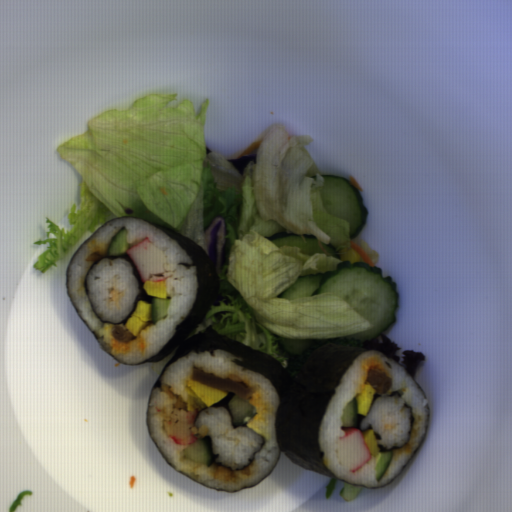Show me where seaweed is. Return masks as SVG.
Masks as SVG:
<instances>
[{
    "label": "seaweed",
    "mask_w": 512,
    "mask_h": 512,
    "mask_svg": "<svg viewBox=\"0 0 512 512\" xmlns=\"http://www.w3.org/2000/svg\"><path fill=\"white\" fill-rule=\"evenodd\" d=\"M404 406L405 408H410V424H409V431L410 433L412 434V431H413V427H414V423H415V416L413 415V406L410 405L409 403H405L404 402Z\"/></svg>",
    "instance_id": "obj_3"
},
{
    "label": "seaweed",
    "mask_w": 512,
    "mask_h": 512,
    "mask_svg": "<svg viewBox=\"0 0 512 512\" xmlns=\"http://www.w3.org/2000/svg\"><path fill=\"white\" fill-rule=\"evenodd\" d=\"M340 428H341V430H343V431H344V430H347V429H346V427H345V425H344V423L340 426Z\"/></svg>",
    "instance_id": "obj_10"
},
{
    "label": "seaweed",
    "mask_w": 512,
    "mask_h": 512,
    "mask_svg": "<svg viewBox=\"0 0 512 512\" xmlns=\"http://www.w3.org/2000/svg\"><path fill=\"white\" fill-rule=\"evenodd\" d=\"M380 397H382V395H380V394H376V393H375L374 398H373V401H374V400H376V399H378V398H380Z\"/></svg>",
    "instance_id": "obj_9"
},
{
    "label": "seaweed",
    "mask_w": 512,
    "mask_h": 512,
    "mask_svg": "<svg viewBox=\"0 0 512 512\" xmlns=\"http://www.w3.org/2000/svg\"><path fill=\"white\" fill-rule=\"evenodd\" d=\"M149 224L166 233L183 248L192 263L180 262L178 265H184L187 269L195 267L197 280L196 297L188 315L176 325L173 335L155 355L135 364L158 363L176 350L160 372L152 390L160 388L165 369L184 356L203 352L214 356L216 349L223 350L232 355L231 361L235 365L263 374L277 392L280 404L275 412L274 425L279 452L302 470L341 480L323 461L319 428L344 374L361 354L374 350L333 342L320 345L300 372L290 377L271 354L232 340L216 331L212 324L188 338L204 323L219 295L220 281L210 258L198 242L162 225Z\"/></svg>",
    "instance_id": "obj_1"
},
{
    "label": "seaweed",
    "mask_w": 512,
    "mask_h": 512,
    "mask_svg": "<svg viewBox=\"0 0 512 512\" xmlns=\"http://www.w3.org/2000/svg\"><path fill=\"white\" fill-rule=\"evenodd\" d=\"M373 432H374V435H375V437H376L377 441H378V440H382L383 436H381V435H380L379 433H377L376 431H373Z\"/></svg>",
    "instance_id": "obj_6"
},
{
    "label": "seaweed",
    "mask_w": 512,
    "mask_h": 512,
    "mask_svg": "<svg viewBox=\"0 0 512 512\" xmlns=\"http://www.w3.org/2000/svg\"><path fill=\"white\" fill-rule=\"evenodd\" d=\"M404 394L405 393L402 390H393L392 392H390L389 396H391V395H399V396H401L403 398Z\"/></svg>",
    "instance_id": "obj_5"
},
{
    "label": "seaweed",
    "mask_w": 512,
    "mask_h": 512,
    "mask_svg": "<svg viewBox=\"0 0 512 512\" xmlns=\"http://www.w3.org/2000/svg\"><path fill=\"white\" fill-rule=\"evenodd\" d=\"M143 281L130 255H108L92 262L83 288L94 314L102 323L123 324L135 313L138 302L153 304L155 297L144 290Z\"/></svg>",
    "instance_id": "obj_2"
},
{
    "label": "seaweed",
    "mask_w": 512,
    "mask_h": 512,
    "mask_svg": "<svg viewBox=\"0 0 512 512\" xmlns=\"http://www.w3.org/2000/svg\"><path fill=\"white\" fill-rule=\"evenodd\" d=\"M358 414V413H357ZM360 417L359 425L362 423L366 415L358 414Z\"/></svg>",
    "instance_id": "obj_7"
},
{
    "label": "seaweed",
    "mask_w": 512,
    "mask_h": 512,
    "mask_svg": "<svg viewBox=\"0 0 512 512\" xmlns=\"http://www.w3.org/2000/svg\"><path fill=\"white\" fill-rule=\"evenodd\" d=\"M366 430H372L371 422H367Z\"/></svg>",
    "instance_id": "obj_8"
},
{
    "label": "seaweed",
    "mask_w": 512,
    "mask_h": 512,
    "mask_svg": "<svg viewBox=\"0 0 512 512\" xmlns=\"http://www.w3.org/2000/svg\"><path fill=\"white\" fill-rule=\"evenodd\" d=\"M378 445H379L380 452L381 451H392V452H395V451L399 450V448H400V447L395 445V446H392L391 449H386L384 445H381L379 443H378Z\"/></svg>",
    "instance_id": "obj_4"
}]
</instances>
